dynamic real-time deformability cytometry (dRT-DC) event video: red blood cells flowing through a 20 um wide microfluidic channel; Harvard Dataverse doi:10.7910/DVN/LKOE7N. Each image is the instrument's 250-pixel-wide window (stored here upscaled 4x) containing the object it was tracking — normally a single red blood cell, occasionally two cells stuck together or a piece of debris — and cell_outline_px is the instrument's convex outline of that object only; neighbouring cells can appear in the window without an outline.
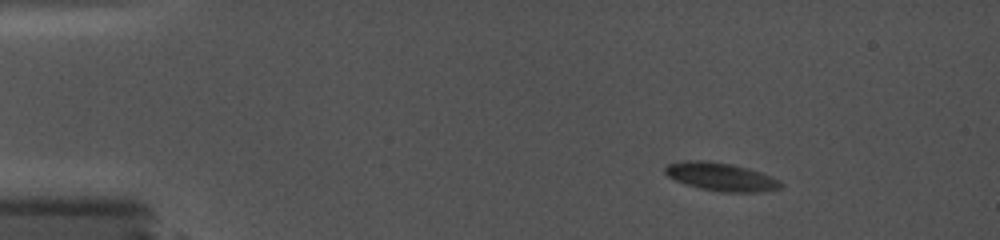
{"species": "common noctule bat (a hibernating species)", "species_latin": "Nyctalus noctula", "temperature_condition": "cold", "stored_images_in_passage": 6, "camera_frame_rate_fps": 5000, "um_per_image_px": 0.085, "animal": {"sex": "female", "body_mass_g": 19.0, "forearm_length_mm": 56.7}, "frame": {"image": 1, "passage_image": 1, "time_ms": 0.0, "image_size_px": [1000, 240], "cell_outline_px": [[784, 184], [780, 188], [760, 192], [720, 192], [700, 188], [676, 180], [668, 176], [664, 172], [664, 168], [668, 164], [684, 160], [704, 160], [732, 164], [748, 168], [760, 172], [780, 180]], "centroid_in_image_um": [61.29, 15.02], "position_along_channel_um": 23.7, "area_um2": 18.96}}
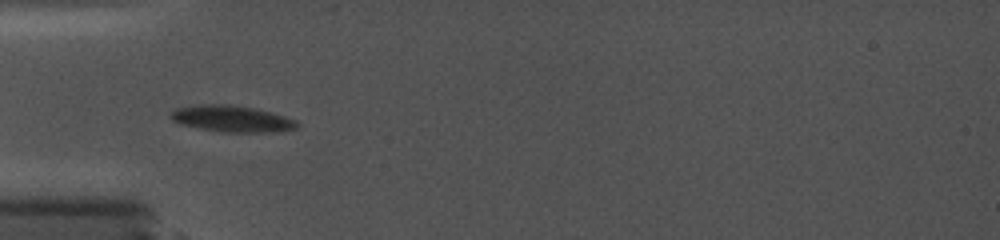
{"frame": {"image": 2, "passage_image": 5, "time_ms": 3.4, "image_size_px": [1000, 240], "cell_outline_px": [[300, 124], [296, 128], [276, 132], [224, 132], [200, 128], [184, 124], [172, 120], [168, 116], [176, 108], [200, 104], [232, 104], [272, 112], [296, 120]], "centroid_in_image_um": [19.73, 10.09], "position_along_channel_um": 65.3, "area_um2": 19.36}}